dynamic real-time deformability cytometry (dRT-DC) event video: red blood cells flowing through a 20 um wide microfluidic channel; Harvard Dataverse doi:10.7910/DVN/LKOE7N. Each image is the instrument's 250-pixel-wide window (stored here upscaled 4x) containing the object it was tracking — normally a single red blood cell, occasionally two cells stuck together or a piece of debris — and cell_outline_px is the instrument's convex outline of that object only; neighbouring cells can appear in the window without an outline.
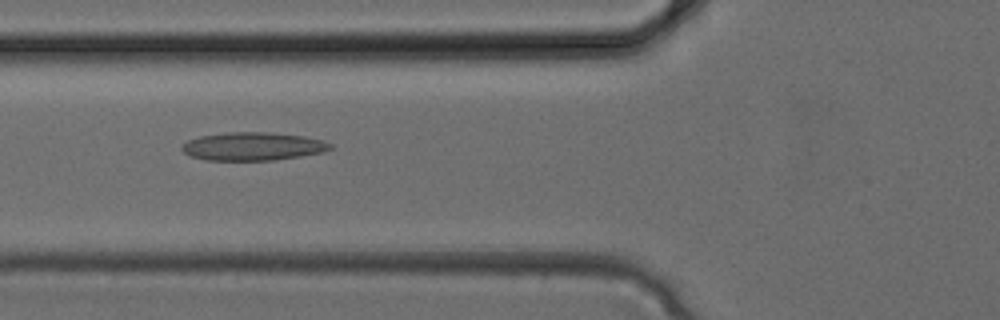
{"species": "common noctule bat (a hibernating species)", "species_latin": "Nyctalus noctula", "temperature_condition": "cold", "stored_images_in_passage": 26, "camera_frame_rate_fps": 3000, "um_per_image_px": 0.085, "animal": {"sex": "female", "body_mass_g": 24.6, "forearm_length_mm": 56.2}, "frame": {"image": 1, "passage_image": 5, "time_ms": 1.333, "image_size_px": [1000, 320], "cell_outline_px": [[332, 148], [324, 152], [276, 160], [204, 160], [188, 156], [180, 148], [188, 140], [200, 136], [228, 132], [268, 132], [304, 136], [324, 140], [332, 144]], "centroid_in_image_um": [21.5, 12.44], "position_along_channel_um": 104.3, "area_um2": 24.51}}
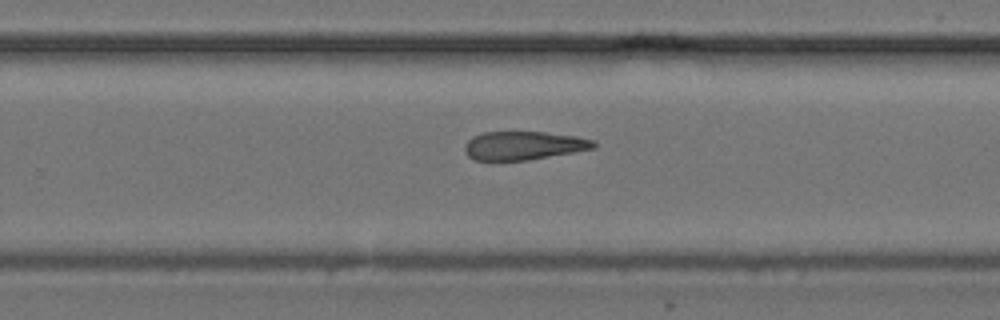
{"frame": {"image": 2, "passage_image": 14, "time_ms": 4.333, "image_size_px": [1000, 320], "cell_outline_px": [[596, 148], [528, 160], [476, 160], [468, 156], [464, 148], [464, 144], [472, 136], [484, 132], [544, 132], [576, 136], [596, 140]], "centroid_in_image_um": [44.52, 12.37], "position_along_channel_um": 285.3, "area_um2": 21.44}}
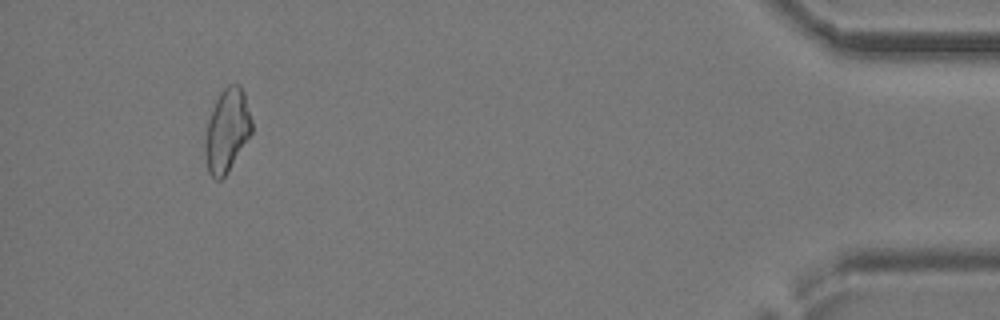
{"frame": {"image": 3, "passage_image": 24, "time_ms": 7.667, "image_size_px": [1000, 320], "cell_outline_px": [[252, 132], [228, 172], [220, 180], [216, 180], [208, 172], [204, 152], [204, 136], [208, 120], [216, 100], [220, 92], [228, 84], [240, 84], [244, 92], [252, 120]], "centroid_in_image_um": [19.28, 11.09], "position_along_channel_um": 415.9, "area_um2": 22.72}}